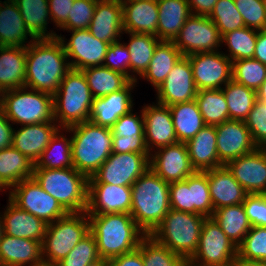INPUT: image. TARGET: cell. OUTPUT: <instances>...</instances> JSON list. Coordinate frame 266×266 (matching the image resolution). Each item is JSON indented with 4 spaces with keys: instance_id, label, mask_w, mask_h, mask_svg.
<instances>
[{
    "instance_id": "cell-1",
    "label": "cell",
    "mask_w": 266,
    "mask_h": 266,
    "mask_svg": "<svg viewBox=\"0 0 266 266\" xmlns=\"http://www.w3.org/2000/svg\"><path fill=\"white\" fill-rule=\"evenodd\" d=\"M30 42L26 47L25 87L53 96L71 70L63 44L59 38Z\"/></svg>"
},
{
    "instance_id": "cell-2",
    "label": "cell",
    "mask_w": 266,
    "mask_h": 266,
    "mask_svg": "<svg viewBox=\"0 0 266 266\" xmlns=\"http://www.w3.org/2000/svg\"><path fill=\"white\" fill-rule=\"evenodd\" d=\"M100 258L110 260L136 250L146 235L131 214L107 213L88 215Z\"/></svg>"
},
{
    "instance_id": "cell-3",
    "label": "cell",
    "mask_w": 266,
    "mask_h": 266,
    "mask_svg": "<svg viewBox=\"0 0 266 266\" xmlns=\"http://www.w3.org/2000/svg\"><path fill=\"white\" fill-rule=\"evenodd\" d=\"M169 185L149 168L131 186L130 214L146 235L155 230L170 210Z\"/></svg>"
},
{
    "instance_id": "cell-4",
    "label": "cell",
    "mask_w": 266,
    "mask_h": 266,
    "mask_svg": "<svg viewBox=\"0 0 266 266\" xmlns=\"http://www.w3.org/2000/svg\"><path fill=\"white\" fill-rule=\"evenodd\" d=\"M72 132L73 167L88 178L112 154L113 133L111 128L85 121L66 128Z\"/></svg>"
},
{
    "instance_id": "cell-5",
    "label": "cell",
    "mask_w": 266,
    "mask_h": 266,
    "mask_svg": "<svg viewBox=\"0 0 266 266\" xmlns=\"http://www.w3.org/2000/svg\"><path fill=\"white\" fill-rule=\"evenodd\" d=\"M33 178L67 213L86 212L89 178L74 167L34 168Z\"/></svg>"
},
{
    "instance_id": "cell-6",
    "label": "cell",
    "mask_w": 266,
    "mask_h": 266,
    "mask_svg": "<svg viewBox=\"0 0 266 266\" xmlns=\"http://www.w3.org/2000/svg\"><path fill=\"white\" fill-rule=\"evenodd\" d=\"M93 99L83 72L71 69L53 95L55 122H59V127L65 130L72 125L89 121Z\"/></svg>"
},
{
    "instance_id": "cell-7",
    "label": "cell",
    "mask_w": 266,
    "mask_h": 266,
    "mask_svg": "<svg viewBox=\"0 0 266 266\" xmlns=\"http://www.w3.org/2000/svg\"><path fill=\"white\" fill-rule=\"evenodd\" d=\"M205 218L200 214L170 209L150 235L188 261L198 248Z\"/></svg>"
},
{
    "instance_id": "cell-8",
    "label": "cell",
    "mask_w": 266,
    "mask_h": 266,
    "mask_svg": "<svg viewBox=\"0 0 266 266\" xmlns=\"http://www.w3.org/2000/svg\"><path fill=\"white\" fill-rule=\"evenodd\" d=\"M0 106L10 122L21 126L55 121L53 96L27 87L4 91Z\"/></svg>"
},
{
    "instance_id": "cell-9",
    "label": "cell",
    "mask_w": 266,
    "mask_h": 266,
    "mask_svg": "<svg viewBox=\"0 0 266 266\" xmlns=\"http://www.w3.org/2000/svg\"><path fill=\"white\" fill-rule=\"evenodd\" d=\"M89 232L90 220L86 212L67 213L49 223L42 242L43 261L58 263Z\"/></svg>"
},
{
    "instance_id": "cell-10",
    "label": "cell",
    "mask_w": 266,
    "mask_h": 266,
    "mask_svg": "<svg viewBox=\"0 0 266 266\" xmlns=\"http://www.w3.org/2000/svg\"><path fill=\"white\" fill-rule=\"evenodd\" d=\"M188 262L199 266L237 264V246L212 217H206L202 225L198 248Z\"/></svg>"
},
{
    "instance_id": "cell-11",
    "label": "cell",
    "mask_w": 266,
    "mask_h": 266,
    "mask_svg": "<svg viewBox=\"0 0 266 266\" xmlns=\"http://www.w3.org/2000/svg\"><path fill=\"white\" fill-rule=\"evenodd\" d=\"M170 209L211 217L214 213L207 173L196 171L169 185Z\"/></svg>"
},
{
    "instance_id": "cell-12",
    "label": "cell",
    "mask_w": 266,
    "mask_h": 266,
    "mask_svg": "<svg viewBox=\"0 0 266 266\" xmlns=\"http://www.w3.org/2000/svg\"><path fill=\"white\" fill-rule=\"evenodd\" d=\"M151 154L113 153L89 177L88 184L132 186L150 168Z\"/></svg>"
},
{
    "instance_id": "cell-13",
    "label": "cell",
    "mask_w": 266,
    "mask_h": 266,
    "mask_svg": "<svg viewBox=\"0 0 266 266\" xmlns=\"http://www.w3.org/2000/svg\"><path fill=\"white\" fill-rule=\"evenodd\" d=\"M9 193V199L19 208L42 219L47 224L64 217L67 212L35 179L22 180Z\"/></svg>"
},
{
    "instance_id": "cell-14",
    "label": "cell",
    "mask_w": 266,
    "mask_h": 266,
    "mask_svg": "<svg viewBox=\"0 0 266 266\" xmlns=\"http://www.w3.org/2000/svg\"><path fill=\"white\" fill-rule=\"evenodd\" d=\"M222 36L208 16L191 15L173 41L183 56L218 51Z\"/></svg>"
},
{
    "instance_id": "cell-15",
    "label": "cell",
    "mask_w": 266,
    "mask_h": 266,
    "mask_svg": "<svg viewBox=\"0 0 266 266\" xmlns=\"http://www.w3.org/2000/svg\"><path fill=\"white\" fill-rule=\"evenodd\" d=\"M197 90L222 89L232 80V61L224 53L201 52L187 56Z\"/></svg>"
},
{
    "instance_id": "cell-16",
    "label": "cell",
    "mask_w": 266,
    "mask_h": 266,
    "mask_svg": "<svg viewBox=\"0 0 266 266\" xmlns=\"http://www.w3.org/2000/svg\"><path fill=\"white\" fill-rule=\"evenodd\" d=\"M57 38L62 42L68 60L72 58V61L68 62L71 69L83 70L89 67L103 66L110 44L94 37L88 29L72 30V36L68 43L61 35H58Z\"/></svg>"
},
{
    "instance_id": "cell-17",
    "label": "cell",
    "mask_w": 266,
    "mask_h": 266,
    "mask_svg": "<svg viewBox=\"0 0 266 266\" xmlns=\"http://www.w3.org/2000/svg\"><path fill=\"white\" fill-rule=\"evenodd\" d=\"M150 156V169L169 184L182 181L196 172L184 142L159 148Z\"/></svg>"
},
{
    "instance_id": "cell-18",
    "label": "cell",
    "mask_w": 266,
    "mask_h": 266,
    "mask_svg": "<svg viewBox=\"0 0 266 266\" xmlns=\"http://www.w3.org/2000/svg\"><path fill=\"white\" fill-rule=\"evenodd\" d=\"M157 90V102L165 106L195 99L197 88L189 58L182 56Z\"/></svg>"
},
{
    "instance_id": "cell-19",
    "label": "cell",
    "mask_w": 266,
    "mask_h": 266,
    "mask_svg": "<svg viewBox=\"0 0 266 266\" xmlns=\"http://www.w3.org/2000/svg\"><path fill=\"white\" fill-rule=\"evenodd\" d=\"M215 129L218 157L223 165L258 148L243 121L228 120Z\"/></svg>"
},
{
    "instance_id": "cell-20",
    "label": "cell",
    "mask_w": 266,
    "mask_h": 266,
    "mask_svg": "<svg viewBox=\"0 0 266 266\" xmlns=\"http://www.w3.org/2000/svg\"><path fill=\"white\" fill-rule=\"evenodd\" d=\"M226 166L248 194H266V148H257Z\"/></svg>"
},
{
    "instance_id": "cell-21",
    "label": "cell",
    "mask_w": 266,
    "mask_h": 266,
    "mask_svg": "<svg viewBox=\"0 0 266 266\" xmlns=\"http://www.w3.org/2000/svg\"><path fill=\"white\" fill-rule=\"evenodd\" d=\"M131 205V186L88 184V202L86 209L88 215L107 213L130 214Z\"/></svg>"
},
{
    "instance_id": "cell-22",
    "label": "cell",
    "mask_w": 266,
    "mask_h": 266,
    "mask_svg": "<svg viewBox=\"0 0 266 266\" xmlns=\"http://www.w3.org/2000/svg\"><path fill=\"white\" fill-rule=\"evenodd\" d=\"M141 113L144 117L145 145L149 153L152 147L158 150L178 142L169 106L159 103L145 105Z\"/></svg>"
},
{
    "instance_id": "cell-23",
    "label": "cell",
    "mask_w": 266,
    "mask_h": 266,
    "mask_svg": "<svg viewBox=\"0 0 266 266\" xmlns=\"http://www.w3.org/2000/svg\"><path fill=\"white\" fill-rule=\"evenodd\" d=\"M136 83L137 81L131 80L119 91L104 97L94 98L89 121L102 127L112 128L121 116L133 110L131 90H133Z\"/></svg>"
},
{
    "instance_id": "cell-24",
    "label": "cell",
    "mask_w": 266,
    "mask_h": 266,
    "mask_svg": "<svg viewBox=\"0 0 266 266\" xmlns=\"http://www.w3.org/2000/svg\"><path fill=\"white\" fill-rule=\"evenodd\" d=\"M90 33L106 43L119 41L123 27V7L120 0H97L93 18L88 28Z\"/></svg>"
},
{
    "instance_id": "cell-25",
    "label": "cell",
    "mask_w": 266,
    "mask_h": 266,
    "mask_svg": "<svg viewBox=\"0 0 266 266\" xmlns=\"http://www.w3.org/2000/svg\"><path fill=\"white\" fill-rule=\"evenodd\" d=\"M213 209L242 204L248 193L226 165L206 170Z\"/></svg>"
},
{
    "instance_id": "cell-26",
    "label": "cell",
    "mask_w": 266,
    "mask_h": 266,
    "mask_svg": "<svg viewBox=\"0 0 266 266\" xmlns=\"http://www.w3.org/2000/svg\"><path fill=\"white\" fill-rule=\"evenodd\" d=\"M59 128L54 121L23 125L14 130L12 146L36 163Z\"/></svg>"
},
{
    "instance_id": "cell-27",
    "label": "cell",
    "mask_w": 266,
    "mask_h": 266,
    "mask_svg": "<svg viewBox=\"0 0 266 266\" xmlns=\"http://www.w3.org/2000/svg\"><path fill=\"white\" fill-rule=\"evenodd\" d=\"M123 7L124 33L157 36V0H131L121 2Z\"/></svg>"
},
{
    "instance_id": "cell-28",
    "label": "cell",
    "mask_w": 266,
    "mask_h": 266,
    "mask_svg": "<svg viewBox=\"0 0 266 266\" xmlns=\"http://www.w3.org/2000/svg\"><path fill=\"white\" fill-rule=\"evenodd\" d=\"M8 201L3 214L4 233L13 237L43 242L48 224L19 208L10 199Z\"/></svg>"
},
{
    "instance_id": "cell-29",
    "label": "cell",
    "mask_w": 266,
    "mask_h": 266,
    "mask_svg": "<svg viewBox=\"0 0 266 266\" xmlns=\"http://www.w3.org/2000/svg\"><path fill=\"white\" fill-rule=\"evenodd\" d=\"M41 261L42 242L3 233L0 239V266H32Z\"/></svg>"
},
{
    "instance_id": "cell-30",
    "label": "cell",
    "mask_w": 266,
    "mask_h": 266,
    "mask_svg": "<svg viewBox=\"0 0 266 266\" xmlns=\"http://www.w3.org/2000/svg\"><path fill=\"white\" fill-rule=\"evenodd\" d=\"M185 144L195 171L204 172L223 166L218 157L215 126L205 125Z\"/></svg>"
},
{
    "instance_id": "cell-31",
    "label": "cell",
    "mask_w": 266,
    "mask_h": 266,
    "mask_svg": "<svg viewBox=\"0 0 266 266\" xmlns=\"http://www.w3.org/2000/svg\"><path fill=\"white\" fill-rule=\"evenodd\" d=\"M157 37L161 41H174L185 21L192 15L187 0H157Z\"/></svg>"
},
{
    "instance_id": "cell-32",
    "label": "cell",
    "mask_w": 266,
    "mask_h": 266,
    "mask_svg": "<svg viewBox=\"0 0 266 266\" xmlns=\"http://www.w3.org/2000/svg\"><path fill=\"white\" fill-rule=\"evenodd\" d=\"M3 4V5H2ZM35 38L29 33L16 3L7 0L0 5V46L27 47L28 38Z\"/></svg>"
},
{
    "instance_id": "cell-33",
    "label": "cell",
    "mask_w": 266,
    "mask_h": 266,
    "mask_svg": "<svg viewBox=\"0 0 266 266\" xmlns=\"http://www.w3.org/2000/svg\"><path fill=\"white\" fill-rule=\"evenodd\" d=\"M26 47L0 46V88L25 87Z\"/></svg>"
},
{
    "instance_id": "cell-34",
    "label": "cell",
    "mask_w": 266,
    "mask_h": 266,
    "mask_svg": "<svg viewBox=\"0 0 266 266\" xmlns=\"http://www.w3.org/2000/svg\"><path fill=\"white\" fill-rule=\"evenodd\" d=\"M182 56L173 41H160L154 50L147 70L141 77L150 81L155 89L159 88Z\"/></svg>"
},
{
    "instance_id": "cell-35",
    "label": "cell",
    "mask_w": 266,
    "mask_h": 266,
    "mask_svg": "<svg viewBox=\"0 0 266 266\" xmlns=\"http://www.w3.org/2000/svg\"><path fill=\"white\" fill-rule=\"evenodd\" d=\"M169 109L178 142L186 143L206 125L195 99L171 105Z\"/></svg>"
},
{
    "instance_id": "cell-36",
    "label": "cell",
    "mask_w": 266,
    "mask_h": 266,
    "mask_svg": "<svg viewBox=\"0 0 266 266\" xmlns=\"http://www.w3.org/2000/svg\"><path fill=\"white\" fill-rule=\"evenodd\" d=\"M13 1L21 12L27 30L35 39L57 38L58 35L55 32L47 31V24H49L47 21L50 17L48 0Z\"/></svg>"
},
{
    "instance_id": "cell-37",
    "label": "cell",
    "mask_w": 266,
    "mask_h": 266,
    "mask_svg": "<svg viewBox=\"0 0 266 266\" xmlns=\"http://www.w3.org/2000/svg\"><path fill=\"white\" fill-rule=\"evenodd\" d=\"M35 163L12 145L0 150V178L9 187L33 177Z\"/></svg>"
},
{
    "instance_id": "cell-38",
    "label": "cell",
    "mask_w": 266,
    "mask_h": 266,
    "mask_svg": "<svg viewBox=\"0 0 266 266\" xmlns=\"http://www.w3.org/2000/svg\"><path fill=\"white\" fill-rule=\"evenodd\" d=\"M211 217L236 246L251 229L243 204L215 209Z\"/></svg>"
},
{
    "instance_id": "cell-39",
    "label": "cell",
    "mask_w": 266,
    "mask_h": 266,
    "mask_svg": "<svg viewBox=\"0 0 266 266\" xmlns=\"http://www.w3.org/2000/svg\"><path fill=\"white\" fill-rule=\"evenodd\" d=\"M94 98L107 96L123 89L131 80L123 73L105 66L89 67L81 70Z\"/></svg>"
},
{
    "instance_id": "cell-40",
    "label": "cell",
    "mask_w": 266,
    "mask_h": 266,
    "mask_svg": "<svg viewBox=\"0 0 266 266\" xmlns=\"http://www.w3.org/2000/svg\"><path fill=\"white\" fill-rule=\"evenodd\" d=\"M59 132L60 129L52 136L34 168L65 169L73 167L71 138L68 139L64 135H60Z\"/></svg>"
},
{
    "instance_id": "cell-41",
    "label": "cell",
    "mask_w": 266,
    "mask_h": 266,
    "mask_svg": "<svg viewBox=\"0 0 266 266\" xmlns=\"http://www.w3.org/2000/svg\"><path fill=\"white\" fill-rule=\"evenodd\" d=\"M224 88L222 91L228 104L229 119L244 122L257 100V91L239 84L233 79Z\"/></svg>"
},
{
    "instance_id": "cell-42",
    "label": "cell",
    "mask_w": 266,
    "mask_h": 266,
    "mask_svg": "<svg viewBox=\"0 0 266 266\" xmlns=\"http://www.w3.org/2000/svg\"><path fill=\"white\" fill-rule=\"evenodd\" d=\"M195 100L206 125L217 126L230 120L222 89L198 90Z\"/></svg>"
},
{
    "instance_id": "cell-43",
    "label": "cell",
    "mask_w": 266,
    "mask_h": 266,
    "mask_svg": "<svg viewBox=\"0 0 266 266\" xmlns=\"http://www.w3.org/2000/svg\"><path fill=\"white\" fill-rule=\"evenodd\" d=\"M129 43L126 47L130 53V72L140 75L147 70L157 44L161 41L150 34L128 33Z\"/></svg>"
},
{
    "instance_id": "cell-44",
    "label": "cell",
    "mask_w": 266,
    "mask_h": 266,
    "mask_svg": "<svg viewBox=\"0 0 266 266\" xmlns=\"http://www.w3.org/2000/svg\"><path fill=\"white\" fill-rule=\"evenodd\" d=\"M137 249L142 254L144 266H184L186 262L151 235H145Z\"/></svg>"
},
{
    "instance_id": "cell-45",
    "label": "cell",
    "mask_w": 266,
    "mask_h": 266,
    "mask_svg": "<svg viewBox=\"0 0 266 266\" xmlns=\"http://www.w3.org/2000/svg\"><path fill=\"white\" fill-rule=\"evenodd\" d=\"M258 30L243 27L229 31L222 35L221 43L228 45L229 55L225 56L232 62L241 59L253 58Z\"/></svg>"
},
{
    "instance_id": "cell-46",
    "label": "cell",
    "mask_w": 266,
    "mask_h": 266,
    "mask_svg": "<svg viewBox=\"0 0 266 266\" xmlns=\"http://www.w3.org/2000/svg\"><path fill=\"white\" fill-rule=\"evenodd\" d=\"M237 262H266V227H251L237 246Z\"/></svg>"
},
{
    "instance_id": "cell-47",
    "label": "cell",
    "mask_w": 266,
    "mask_h": 266,
    "mask_svg": "<svg viewBox=\"0 0 266 266\" xmlns=\"http://www.w3.org/2000/svg\"><path fill=\"white\" fill-rule=\"evenodd\" d=\"M232 79L248 88L257 91L266 78V65L254 58L232 62Z\"/></svg>"
},
{
    "instance_id": "cell-48",
    "label": "cell",
    "mask_w": 266,
    "mask_h": 266,
    "mask_svg": "<svg viewBox=\"0 0 266 266\" xmlns=\"http://www.w3.org/2000/svg\"><path fill=\"white\" fill-rule=\"evenodd\" d=\"M208 17L218 28L221 36L229 31L245 27L234 0H218Z\"/></svg>"
},
{
    "instance_id": "cell-49",
    "label": "cell",
    "mask_w": 266,
    "mask_h": 266,
    "mask_svg": "<svg viewBox=\"0 0 266 266\" xmlns=\"http://www.w3.org/2000/svg\"><path fill=\"white\" fill-rule=\"evenodd\" d=\"M100 259L94 235L89 232L70 251V253L56 263L57 266H88Z\"/></svg>"
},
{
    "instance_id": "cell-50",
    "label": "cell",
    "mask_w": 266,
    "mask_h": 266,
    "mask_svg": "<svg viewBox=\"0 0 266 266\" xmlns=\"http://www.w3.org/2000/svg\"><path fill=\"white\" fill-rule=\"evenodd\" d=\"M246 27L266 30V9L263 0H234Z\"/></svg>"
},
{
    "instance_id": "cell-51",
    "label": "cell",
    "mask_w": 266,
    "mask_h": 266,
    "mask_svg": "<svg viewBox=\"0 0 266 266\" xmlns=\"http://www.w3.org/2000/svg\"><path fill=\"white\" fill-rule=\"evenodd\" d=\"M97 0H74L67 21L60 27L63 30L88 29L93 18Z\"/></svg>"
},
{
    "instance_id": "cell-52",
    "label": "cell",
    "mask_w": 266,
    "mask_h": 266,
    "mask_svg": "<svg viewBox=\"0 0 266 266\" xmlns=\"http://www.w3.org/2000/svg\"><path fill=\"white\" fill-rule=\"evenodd\" d=\"M258 148H266V103L255 101L244 121Z\"/></svg>"
},
{
    "instance_id": "cell-53",
    "label": "cell",
    "mask_w": 266,
    "mask_h": 266,
    "mask_svg": "<svg viewBox=\"0 0 266 266\" xmlns=\"http://www.w3.org/2000/svg\"><path fill=\"white\" fill-rule=\"evenodd\" d=\"M103 66L126 75L130 80L137 81L134 74L130 75V53L126 44L117 41L107 49ZM129 70V71H128ZM133 75V76H132Z\"/></svg>"
},
{
    "instance_id": "cell-54",
    "label": "cell",
    "mask_w": 266,
    "mask_h": 266,
    "mask_svg": "<svg viewBox=\"0 0 266 266\" xmlns=\"http://www.w3.org/2000/svg\"><path fill=\"white\" fill-rule=\"evenodd\" d=\"M121 116L113 125V137H144V117L132 113Z\"/></svg>"
},
{
    "instance_id": "cell-55",
    "label": "cell",
    "mask_w": 266,
    "mask_h": 266,
    "mask_svg": "<svg viewBox=\"0 0 266 266\" xmlns=\"http://www.w3.org/2000/svg\"><path fill=\"white\" fill-rule=\"evenodd\" d=\"M242 204L251 227H266V194H248Z\"/></svg>"
},
{
    "instance_id": "cell-56",
    "label": "cell",
    "mask_w": 266,
    "mask_h": 266,
    "mask_svg": "<svg viewBox=\"0 0 266 266\" xmlns=\"http://www.w3.org/2000/svg\"><path fill=\"white\" fill-rule=\"evenodd\" d=\"M112 152L151 154L147 150L144 137H113Z\"/></svg>"
},
{
    "instance_id": "cell-57",
    "label": "cell",
    "mask_w": 266,
    "mask_h": 266,
    "mask_svg": "<svg viewBox=\"0 0 266 266\" xmlns=\"http://www.w3.org/2000/svg\"><path fill=\"white\" fill-rule=\"evenodd\" d=\"M74 0H48L49 14L57 27H61L68 19Z\"/></svg>"
},
{
    "instance_id": "cell-58",
    "label": "cell",
    "mask_w": 266,
    "mask_h": 266,
    "mask_svg": "<svg viewBox=\"0 0 266 266\" xmlns=\"http://www.w3.org/2000/svg\"><path fill=\"white\" fill-rule=\"evenodd\" d=\"M7 119L0 106V150L10 147L13 143V132L14 128Z\"/></svg>"
},
{
    "instance_id": "cell-59",
    "label": "cell",
    "mask_w": 266,
    "mask_h": 266,
    "mask_svg": "<svg viewBox=\"0 0 266 266\" xmlns=\"http://www.w3.org/2000/svg\"><path fill=\"white\" fill-rule=\"evenodd\" d=\"M109 261V266H144L141 252L136 249L133 252L122 254L112 258Z\"/></svg>"
},
{
    "instance_id": "cell-60",
    "label": "cell",
    "mask_w": 266,
    "mask_h": 266,
    "mask_svg": "<svg viewBox=\"0 0 266 266\" xmlns=\"http://www.w3.org/2000/svg\"><path fill=\"white\" fill-rule=\"evenodd\" d=\"M218 0H187L193 15L209 16Z\"/></svg>"
},
{
    "instance_id": "cell-61",
    "label": "cell",
    "mask_w": 266,
    "mask_h": 266,
    "mask_svg": "<svg viewBox=\"0 0 266 266\" xmlns=\"http://www.w3.org/2000/svg\"><path fill=\"white\" fill-rule=\"evenodd\" d=\"M253 58L266 65V30H259Z\"/></svg>"
},
{
    "instance_id": "cell-62",
    "label": "cell",
    "mask_w": 266,
    "mask_h": 266,
    "mask_svg": "<svg viewBox=\"0 0 266 266\" xmlns=\"http://www.w3.org/2000/svg\"><path fill=\"white\" fill-rule=\"evenodd\" d=\"M257 99L266 103V78L263 81L261 87L257 90Z\"/></svg>"
},
{
    "instance_id": "cell-63",
    "label": "cell",
    "mask_w": 266,
    "mask_h": 266,
    "mask_svg": "<svg viewBox=\"0 0 266 266\" xmlns=\"http://www.w3.org/2000/svg\"><path fill=\"white\" fill-rule=\"evenodd\" d=\"M237 266H266V262H237Z\"/></svg>"
},
{
    "instance_id": "cell-64",
    "label": "cell",
    "mask_w": 266,
    "mask_h": 266,
    "mask_svg": "<svg viewBox=\"0 0 266 266\" xmlns=\"http://www.w3.org/2000/svg\"><path fill=\"white\" fill-rule=\"evenodd\" d=\"M88 266H109V261L107 259L100 258Z\"/></svg>"
},
{
    "instance_id": "cell-65",
    "label": "cell",
    "mask_w": 266,
    "mask_h": 266,
    "mask_svg": "<svg viewBox=\"0 0 266 266\" xmlns=\"http://www.w3.org/2000/svg\"><path fill=\"white\" fill-rule=\"evenodd\" d=\"M32 266H57L56 264L50 263V262H46V261H41L38 264H34Z\"/></svg>"
},
{
    "instance_id": "cell-66",
    "label": "cell",
    "mask_w": 266,
    "mask_h": 266,
    "mask_svg": "<svg viewBox=\"0 0 266 266\" xmlns=\"http://www.w3.org/2000/svg\"><path fill=\"white\" fill-rule=\"evenodd\" d=\"M2 216V217H1ZM4 233V227H3V215H0V239L2 238V235Z\"/></svg>"
},
{
    "instance_id": "cell-67",
    "label": "cell",
    "mask_w": 266,
    "mask_h": 266,
    "mask_svg": "<svg viewBox=\"0 0 266 266\" xmlns=\"http://www.w3.org/2000/svg\"><path fill=\"white\" fill-rule=\"evenodd\" d=\"M5 188H9V187H8V186L2 181V179L0 178V190L3 189V191H4Z\"/></svg>"
},
{
    "instance_id": "cell-68",
    "label": "cell",
    "mask_w": 266,
    "mask_h": 266,
    "mask_svg": "<svg viewBox=\"0 0 266 266\" xmlns=\"http://www.w3.org/2000/svg\"><path fill=\"white\" fill-rule=\"evenodd\" d=\"M184 266H199V265H194V264H192V263L186 261ZM228 266H237V264H230V265H228Z\"/></svg>"
},
{
    "instance_id": "cell-69",
    "label": "cell",
    "mask_w": 266,
    "mask_h": 266,
    "mask_svg": "<svg viewBox=\"0 0 266 266\" xmlns=\"http://www.w3.org/2000/svg\"><path fill=\"white\" fill-rule=\"evenodd\" d=\"M3 93H4V91L0 88V105H1V102H2Z\"/></svg>"
},
{
    "instance_id": "cell-70",
    "label": "cell",
    "mask_w": 266,
    "mask_h": 266,
    "mask_svg": "<svg viewBox=\"0 0 266 266\" xmlns=\"http://www.w3.org/2000/svg\"><path fill=\"white\" fill-rule=\"evenodd\" d=\"M263 3H264V6H265V9H266V0H263Z\"/></svg>"
}]
</instances>
